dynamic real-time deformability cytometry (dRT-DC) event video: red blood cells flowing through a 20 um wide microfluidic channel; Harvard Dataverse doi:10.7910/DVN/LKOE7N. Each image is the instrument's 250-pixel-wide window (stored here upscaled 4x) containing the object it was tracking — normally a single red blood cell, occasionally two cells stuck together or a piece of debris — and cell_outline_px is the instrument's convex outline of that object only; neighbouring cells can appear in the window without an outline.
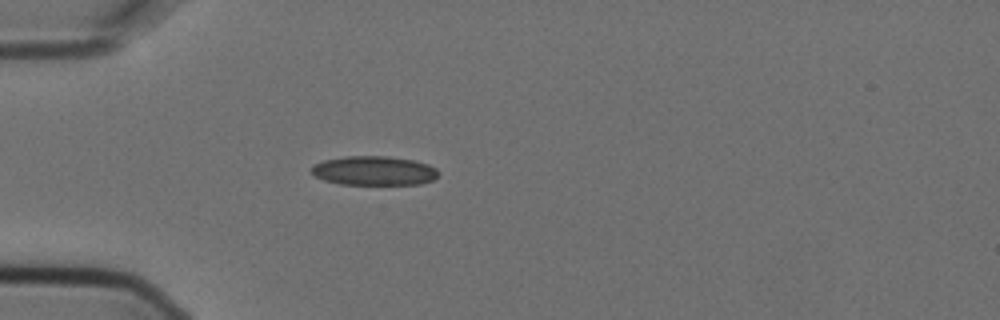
{"species": "Egyptian fruit bat (a non-hibernating species)", "species_latin": "Rousettus aegyptiacus", "temperature_condition": "cold", "stored_images_in_passage": 4, "camera_frame_rate_fps": 3000, "um_per_image_px": 0.085, "animal": {"sex": "female"}, "frame": {"image": 1, "passage_image": 4, "time_ms": 1.0, "image_size_px": [1000, 320], "cell_outline_px": [[440, 172], [432, 180], [420, 184], [340, 184], [324, 180], [316, 176], [312, 172], [312, 168], [316, 164], [324, 160], [344, 156], [388, 156], [412, 160], [428, 164], [436, 168]], "centroid_in_image_um": [31.81, 14.51], "position_along_channel_um": 53.2, "area_um2": 21.44}}